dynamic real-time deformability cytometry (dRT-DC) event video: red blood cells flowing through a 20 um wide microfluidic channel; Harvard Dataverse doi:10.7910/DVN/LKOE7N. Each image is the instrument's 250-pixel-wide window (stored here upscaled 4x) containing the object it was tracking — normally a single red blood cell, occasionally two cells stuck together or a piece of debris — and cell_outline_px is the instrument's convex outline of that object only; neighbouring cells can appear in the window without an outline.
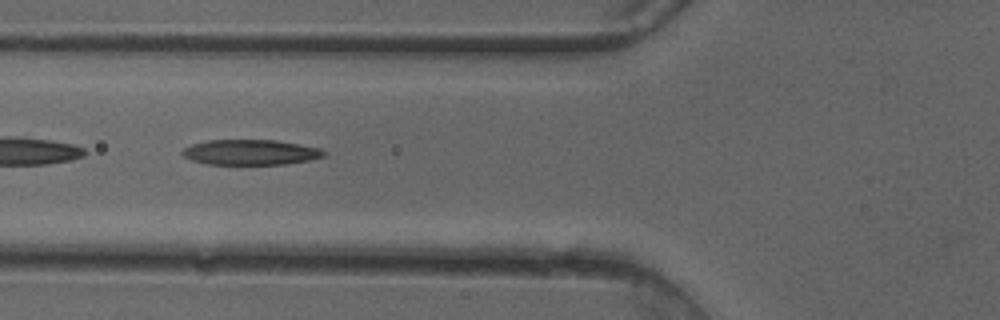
{"species": "common noctule bat (a hibernating species)", "species_latin": "Nyctalus noctula", "temperature_condition": "cold", "stored_images_in_passage": 43, "camera_frame_rate_fps": 3000, "um_per_image_px": 0.085, "animal": {"sex": "female"}, "frame": {"image": 1, "passage_image": 19, "time_ms": 6.0, "image_size_px": [1000, 320], "cell_outline_px": [[328, 152], [324, 156], [312, 160], [284, 164], [208, 164], [192, 160], [184, 156], [180, 152], [184, 148], [192, 144], [208, 140], [276, 140], [300, 144], [320, 148]], "centroid_in_image_um": [21.33, 12.94], "position_along_channel_um": 104.5, "area_um2": 20.92}}
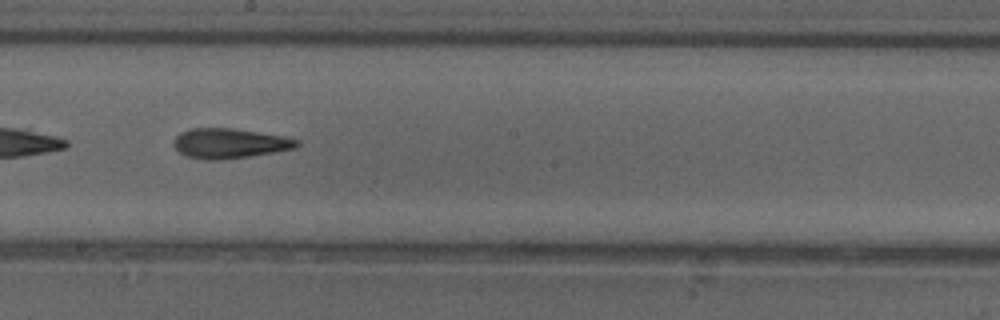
{"frame": {"image": 2, "passage_image": 28, "time_ms": 9.0, "image_size_px": [1000, 320], "cell_outline_px": [[300, 144], [296, 148], [276, 152], [252, 156], [220, 160], [208, 160], [184, 156], [172, 144], [176, 136], [180, 132], [192, 128], [232, 128], [288, 136], [300, 140]], "centroid_in_image_um": [19.56, 12.18], "position_along_channel_um": 228.6, "area_um2": 21.85}}
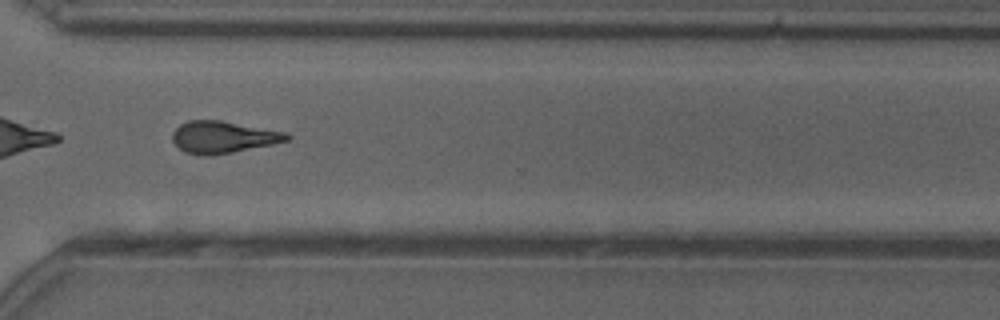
{"frame": {"image": 3, "passage_image": 37, "time_ms": 12.0, "image_size_px": [1000, 320], "cell_outline_px": [[292, 136], [288, 140], [272, 144], [212, 156], [200, 156], [184, 152], [172, 140], [172, 132], [180, 124], [188, 120], [220, 120], [288, 132]], "centroid_in_image_um": [18.96, 11.65], "position_along_channel_um": 351.6, "area_um2": 21.44}, "authors_computed_cell_mechanics": {"area_um2": 21.8484, "velocity_mm_per_s": 4.1146, "shape_relaxation_time_tau1_ms": 9.4796, "shape_relaxation_time_tau2_ms": 4.6728, "deformation_change_tau1": 0.2354, "deformation_change_tau2": 0.1679}}